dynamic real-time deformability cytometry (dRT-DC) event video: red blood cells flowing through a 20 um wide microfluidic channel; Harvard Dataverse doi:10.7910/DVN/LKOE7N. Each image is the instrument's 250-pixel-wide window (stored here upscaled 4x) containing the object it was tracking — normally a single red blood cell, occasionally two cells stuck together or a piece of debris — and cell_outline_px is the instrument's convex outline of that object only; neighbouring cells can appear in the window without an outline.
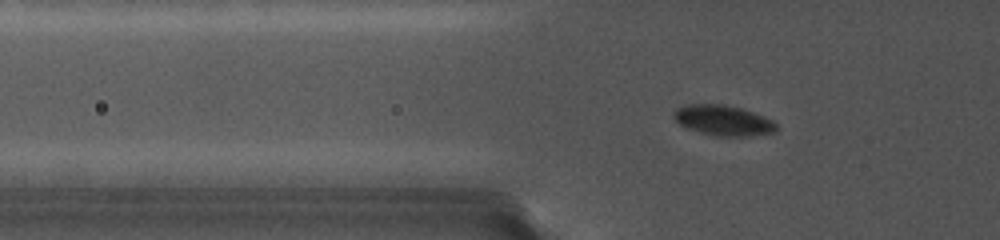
{"species": "common noctule bat (a hibernating species)", "species_latin": "Nyctalus noctula", "temperature_condition": "cold", "stored_images_in_passage": 37, "camera_frame_rate_fps": 5000, "um_per_image_px": 0.085, "animal": {"sex": "female", "body_mass_g": 19.0, "forearm_length_mm": 56.7}, "frame": {"image": 1, "passage_image": 17, "time_ms": 6.8, "image_size_px": [1000, 240], "cell_outline_px": [[780, 128], [776, 132], [752, 136], [716, 136], [684, 128], [672, 116], [672, 112], [676, 108], [688, 104], [724, 104], [740, 108], [764, 116], [772, 120]], "centroid_in_image_um": [61.47, 10.24], "position_along_channel_um": 64.3, "area_um2": 18.38}}
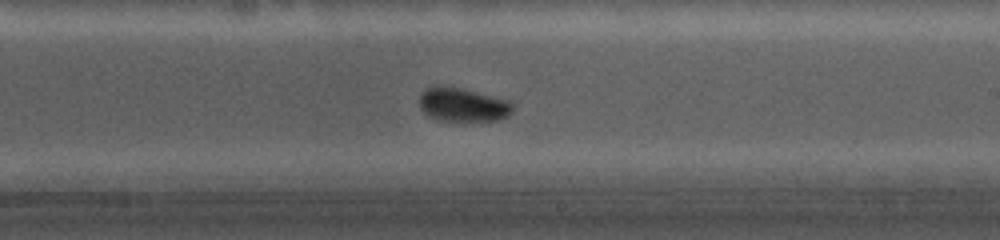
{"frame": {"image": 2, "passage_image": 29, "time_ms": 12.0, "image_size_px": [1000, 240], "cell_outline_px": [[512, 112], [508, 116], [500, 120], [464, 124], [456, 124], [436, 120], [428, 116], [420, 108], [420, 96], [424, 88], [460, 88], [512, 100]], "centroid_in_image_um": [39.39, 9.0], "position_along_channel_um": 249.6, "area_um2": 19.07}}
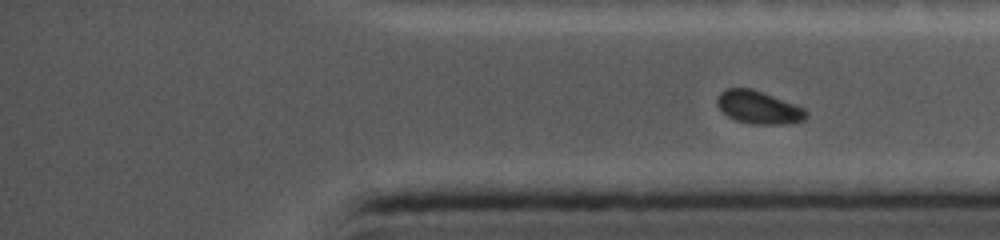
{"frame": {"image": 3, "passage_image": 37, "time_ms": 15.2, "image_size_px": [1000, 240], "cell_outline_px": [[808, 116], [804, 120], [788, 124], [752, 124], [736, 120], [728, 116], [716, 104], [716, 96], [724, 88], [752, 88], [764, 92], [804, 108], [808, 112]], "centroid_in_image_um": [64.47, 9.11], "position_along_channel_um": 370.7, "area_um2": 17.22}}